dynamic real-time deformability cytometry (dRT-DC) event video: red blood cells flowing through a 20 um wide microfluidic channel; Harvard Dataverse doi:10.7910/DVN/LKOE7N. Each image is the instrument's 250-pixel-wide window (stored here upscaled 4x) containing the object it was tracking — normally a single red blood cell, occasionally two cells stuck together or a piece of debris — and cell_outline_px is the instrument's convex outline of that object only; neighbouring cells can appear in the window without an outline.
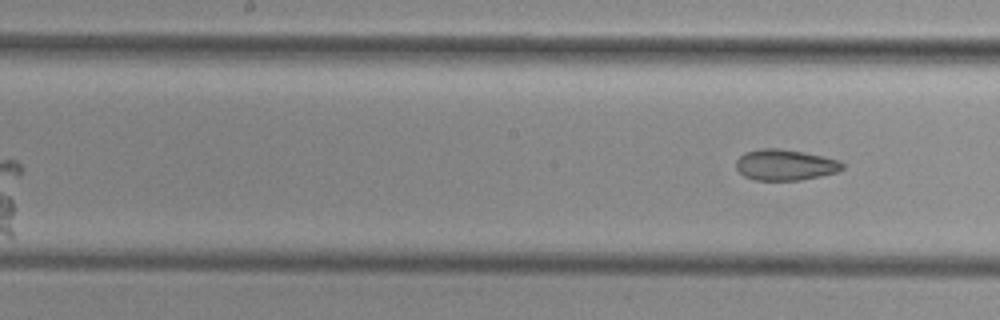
{"species": "common noctule bat (a hibernating species)", "species_latin": "Nyctalus noctula", "temperature_condition": "cold", "stored_images_in_passage": 7, "segment_of_instrument_passage": [2, 2], "camera_frame_rate_fps": 3000, "um_per_image_px": 0.085, "animal": {"sex": "female", "body_mass_g": 29.2, "forearm_length_mm": 56.3}, "frame": {"image": 1, "passage_image": 7, "time_ms": 8.667, "image_size_px": [1000, 320], "cell_outline_px": [[844, 168], [836, 172], [820, 176], [800, 180], [756, 180], [744, 176], [736, 168], [736, 160], [744, 152], [760, 148], [780, 148], [804, 152], [824, 156], [840, 160], [844, 164]], "centroid_in_image_um": [66.74, 14.0], "position_along_channel_um": 181.5, "area_um2": 19.31}}